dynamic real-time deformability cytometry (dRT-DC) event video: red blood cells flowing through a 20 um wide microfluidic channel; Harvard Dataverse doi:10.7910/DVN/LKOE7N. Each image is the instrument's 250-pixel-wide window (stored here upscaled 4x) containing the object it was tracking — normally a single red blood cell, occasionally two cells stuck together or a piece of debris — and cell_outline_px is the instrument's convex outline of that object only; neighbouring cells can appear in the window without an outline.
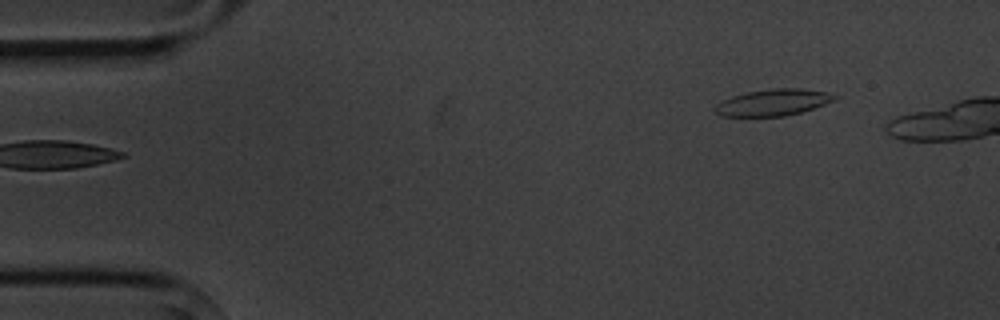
{"species": "common noctule bat (a hibernating species)", "species_latin": "Nyctalus noctula", "temperature_condition": "cold", "stored_images_in_passage": 6, "camera_frame_rate_fps": 3000, "um_per_image_px": 0.085, "animal": {"sex": "male", "body_mass_g": 20.1, "forearm_length_mm": 53.5}, "frame": {"image": 1, "passage_image": 6, "time_ms": 5.667, "image_size_px": [1000, 320], "cell_outline_px": [[840, 96], [824, 104], [800, 112], [784, 116], [720, 116], [712, 108], [716, 104], [732, 96], [748, 92], [772, 88], [800, 88], [828, 92]], "centroid_in_image_um": [65.69, 8.7], "position_along_channel_um": 19.3, "area_um2": 18.32}}